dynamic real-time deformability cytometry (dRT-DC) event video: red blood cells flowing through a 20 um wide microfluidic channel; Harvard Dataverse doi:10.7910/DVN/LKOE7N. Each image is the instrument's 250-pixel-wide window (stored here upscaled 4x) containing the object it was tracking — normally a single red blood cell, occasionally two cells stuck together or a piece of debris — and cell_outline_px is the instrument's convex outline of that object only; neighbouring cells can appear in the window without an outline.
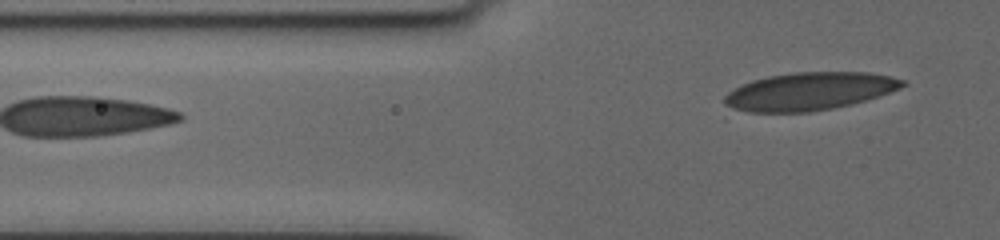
{"species": "human", "species_latin": "Homo sapiens", "temperature_condition": "cold", "stored_images_in_passage": 17, "segment_of_instrument_passage": [2, 2], "camera_frame_rate_fps": 3000, "um_per_image_px": 0.085, "donor": {"sex": "female"}, "frame": {"image": 1, "passage_image": 17, "time_ms": 6.333, "image_size_px": [1000, 240], "cell_outline_px": [[908, 84], [900, 88], [864, 100], [832, 108], [808, 112], [732, 112], [724, 104], [724, 96], [728, 92], [752, 80], [768, 76], [792, 72], [868, 72], [888, 76], [904, 80]], "centroid_in_image_um": [68.71, 7.77], "position_along_channel_um": 57.1, "area_um2": 39.19}}